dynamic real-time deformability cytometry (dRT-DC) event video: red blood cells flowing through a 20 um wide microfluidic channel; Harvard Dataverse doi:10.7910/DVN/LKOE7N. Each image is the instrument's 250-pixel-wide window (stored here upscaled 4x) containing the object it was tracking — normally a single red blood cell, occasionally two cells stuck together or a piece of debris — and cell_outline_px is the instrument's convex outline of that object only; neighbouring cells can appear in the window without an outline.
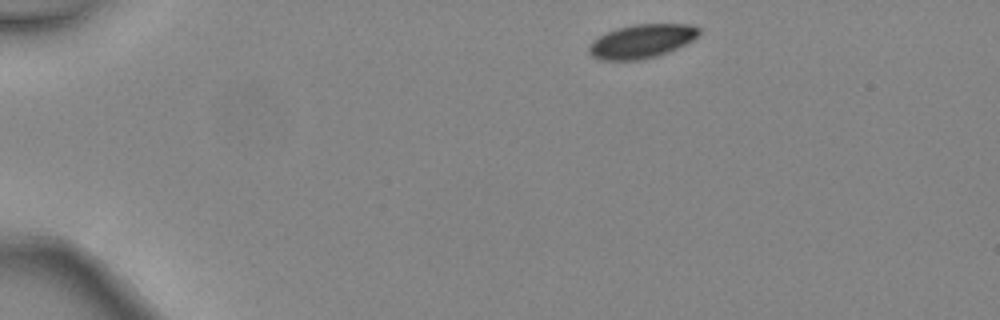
{"species": "common noctule bat (a hibernating species)", "species_latin": "Nyctalus noctula", "temperature_condition": "warm", "stored_images_in_passage": 3, "camera_frame_rate_fps": 3000, "um_per_image_px": 0.085, "animal": {"sex": "female", "body_mass_g": 24.6, "forearm_length_mm": 56.2}, "frame": {"image": 1, "passage_image": 1, "time_ms": 0.0, "image_size_px": [1000, 320], "cell_outline_px": [[700, 32], [692, 40], [668, 52], [656, 56], [640, 60], [600, 60], [592, 56], [588, 52], [588, 48], [592, 40], [616, 28], [636, 24], [692, 24], [700, 28]], "centroid_in_image_um": [54.52, 3.5], "position_along_channel_um": 30.5, "area_um2": 21.56}}